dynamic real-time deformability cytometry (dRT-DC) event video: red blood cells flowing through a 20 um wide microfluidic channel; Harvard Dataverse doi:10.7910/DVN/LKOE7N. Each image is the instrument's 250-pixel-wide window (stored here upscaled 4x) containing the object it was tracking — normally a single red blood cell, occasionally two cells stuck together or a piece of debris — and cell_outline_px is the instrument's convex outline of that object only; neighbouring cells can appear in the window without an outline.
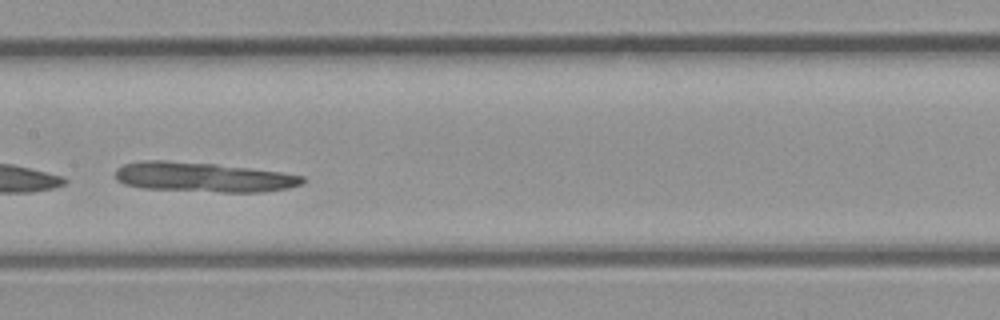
{"species": "common noctule bat (a hibernating species)", "species_latin": "Nyctalus noctula", "temperature_condition": "room temperature", "stored_images_in_passage": 26, "camera_frame_rate_fps": 3000, "um_per_image_px": 0.085, "animal": {"sex": "male", "body_mass_g": 23.1, "forearm_length_mm": 52.7}, "frame": {"image": 1, "passage_image": 8, "time_ms": 2.333, "image_size_px": [1000, 320], "cell_outline_px": [[304, 184], [288, 188], [264, 192], [220, 192], [144, 188], [124, 184], [116, 180], [116, 168], [124, 164], [144, 160], [164, 160], [216, 164], [280, 172], [304, 176]], "centroid_in_image_um": [17.28, 15.06], "position_along_channel_um": 190.1, "area_um2": 32.37}}
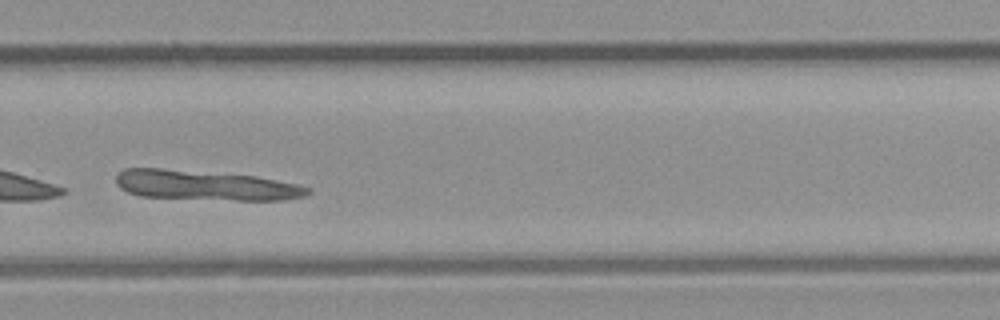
{"frame": {"image": 2, "passage_image": 15, "time_ms": 4.667, "image_size_px": [1000, 320], "cell_outline_px": [[312, 192], [308, 196], [280, 200], [236, 200], [140, 196], [128, 192], [120, 188], [116, 184], [116, 176], [124, 168], [160, 168], [256, 176], [300, 184], [312, 188]], "centroid_in_image_um": [17.52, 15.75], "position_along_channel_um": 312.3, "area_um2": 33.47}}